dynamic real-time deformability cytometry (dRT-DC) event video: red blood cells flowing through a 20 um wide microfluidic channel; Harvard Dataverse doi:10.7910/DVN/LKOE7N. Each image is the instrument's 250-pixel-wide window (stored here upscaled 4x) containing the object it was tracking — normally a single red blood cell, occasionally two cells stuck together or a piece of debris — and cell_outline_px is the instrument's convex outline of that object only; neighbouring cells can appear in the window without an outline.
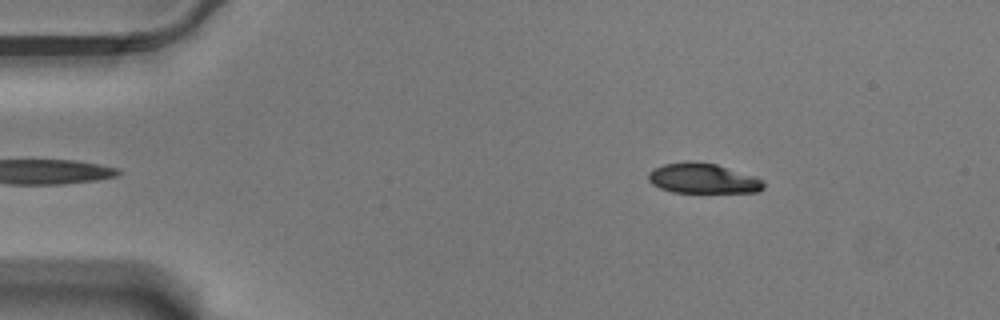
{"species": "Egyptian fruit bat (a non-hibernating species)", "species_latin": "Rousettus aegyptiacus", "temperature_condition": "warm", "stored_images_in_passage": 52, "camera_frame_rate_fps": 3000, "um_per_image_px": 0.085, "animal": {"sex": "male"}, "frame": {"image": 1, "passage_image": 3, "time_ms": 0.667, "image_size_px": [1000, 320], "cell_outline_px": [[764, 188], [760, 192], [672, 192], [660, 188], [652, 184], [648, 180], [648, 172], [664, 164], [688, 160], [692, 160], [716, 164], [756, 176], [764, 180]], "centroid_in_image_um": [59.77, 15.16], "position_along_channel_um": 25.2, "area_um2": 20.4}}
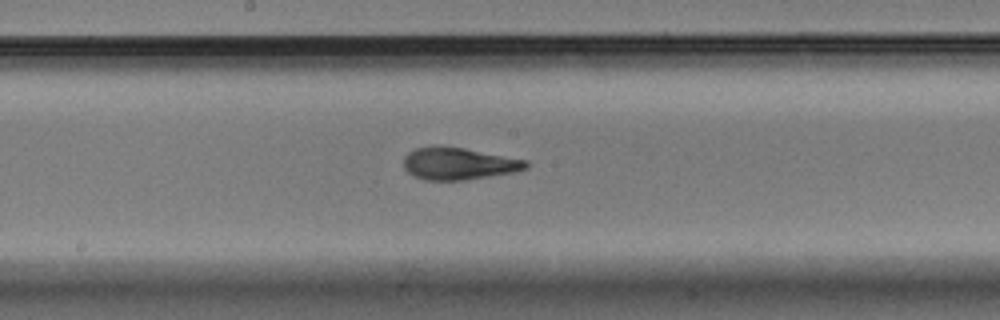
{"frame": {"image": 2, "passage_image": 25, "time_ms": 8.0, "image_size_px": [1000, 320], "cell_outline_px": [[528, 168], [512, 172], [464, 180], [424, 180], [412, 176], [404, 168], [404, 156], [408, 152], [416, 148], [436, 144], [464, 148], [528, 160]], "centroid_in_image_um": [38.93, 13.89], "position_along_channel_um": 209.3, "area_um2": 23.12}}
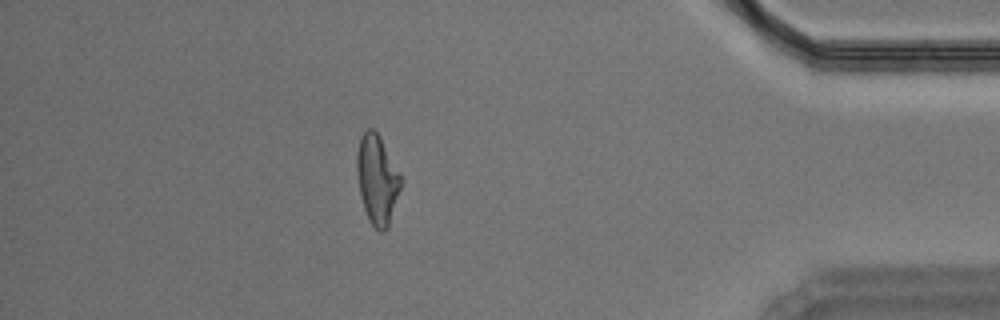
{"frame": {"image": 3, "passage_image": 45, "time_ms": 14.667, "image_size_px": [1000, 320], "cell_outline_px": [[404, 180], [388, 228], [384, 232], [380, 232], [372, 224], [364, 208], [360, 196], [356, 172], [356, 152], [360, 136], [368, 128], [372, 128], [380, 136], [400, 172]], "centroid_in_image_um": [32.07, 15.24], "position_along_channel_um": 403.1, "area_um2": 23.29}, "authors_computed_cell_mechanics": {"area_um2": 22.7443, "velocity_mm_per_s": 3.5055, "shape_relaxation_time_tau1_ms": 8.8952, "shape_relaxation_time_tau2_ms": 1.877, "deformation_change_tau1": 0.2516, "deformation_change_tau2": 0.0751}}